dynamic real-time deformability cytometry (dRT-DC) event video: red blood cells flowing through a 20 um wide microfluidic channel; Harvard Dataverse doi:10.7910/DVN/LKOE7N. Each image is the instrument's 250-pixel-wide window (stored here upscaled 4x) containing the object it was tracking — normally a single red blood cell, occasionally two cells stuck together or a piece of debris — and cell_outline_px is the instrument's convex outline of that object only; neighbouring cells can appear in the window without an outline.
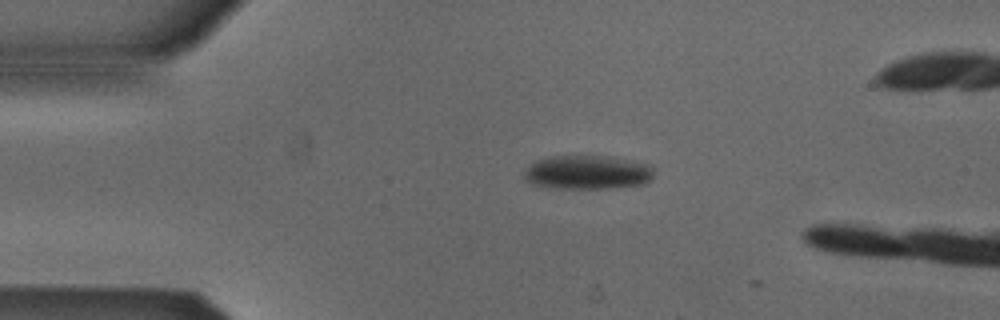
{"species": "Egyptian fruit bat (a non-hibernating species)", "species_latin": "Rousettus aegyptiacus", "temperature_condition": "cold", "stored_images_in_passage": 4, "camera_frame_rate_fps": 3000, "um_per_image_px": 0.085, "animal": {"sex": "male"}, "frame": {"image": 1, "passage_image": 2, "time_ms": 0.333, "image_size_px": [1000, 320], "cell_outline_px": [[652, 176], [644, 184], [608, 188], [560, 188], [536, 184], [528, 180], [524, 176], [524, 172], [536, 160], [548, 156], [600, 156], [648, 164], [652, 168]], "centroid_in_image_um": [49.92, 14.65], "position_along_channel_um": 35.1, "area_um2": 24.91}}